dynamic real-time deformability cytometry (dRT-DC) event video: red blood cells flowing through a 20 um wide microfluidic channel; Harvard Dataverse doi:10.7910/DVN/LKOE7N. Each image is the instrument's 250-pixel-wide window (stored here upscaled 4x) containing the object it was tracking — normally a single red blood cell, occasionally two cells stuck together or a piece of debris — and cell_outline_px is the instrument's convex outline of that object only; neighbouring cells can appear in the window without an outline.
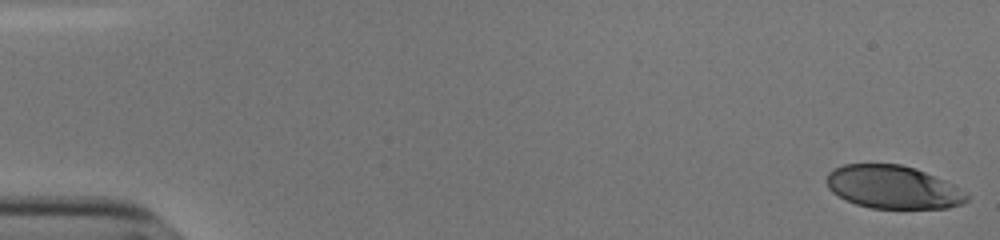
{"species": "human", "species_latin": "Homo sapiens", "temperature_condition": "cold", "stored_images_in_passage": 54, "camera_frame_rate_fps": 3000, "um_per_image_px": 0.085, "donor": {"sex": "male"}, "frame": {"image": 1, "passage_image": 1, "time_ms": 0.0, "image_size_px": [1000, 240], "cell_outline_px": [[968, 200], [960, 204], [948, 208], [872, 208], [856, 204], [832, 192], [828, 188], [824, 180], [828, 172], [844, 164], [900, 164], [916, 168], [944, 180], [968, 192]], "centroid_in_image_um": [75.9, 15.9], "position_along_channel_um": 9.1, "area_um2": 35.2}}
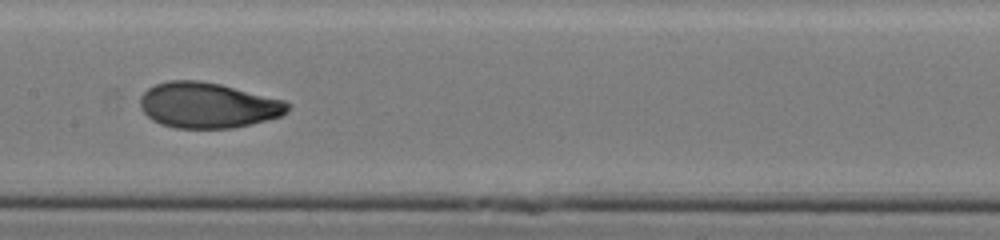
{"frame": {"image": 2, "passage_image": 28, "time_ms": 9.0, "image_size_px": [1000, 240], "cell_outline_px": [[288, 112], [280, 116], [252, 124], [232, 128], [176, 128], [160, 124], [152, 120], [140, 108], [140, 96], [148, 88], [156, 84], [168, 80], [200, 80], [220, 84], [284, 100], [288, 104]], "centroid_in_image_um": [17.64, 8.95], "position_along_channel_um": 189.8, "area_um2": 39.13}}
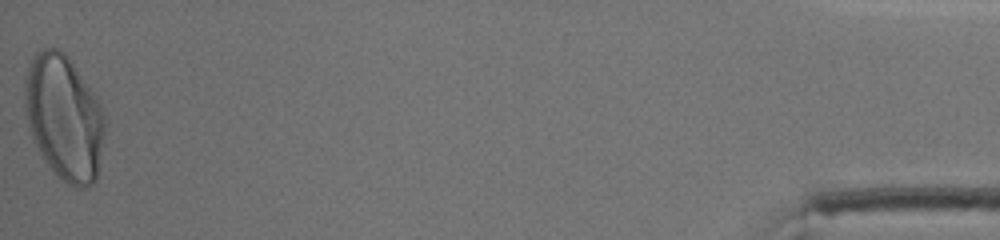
{"frame": {"image": 3, "passage_image": 54, "time_ms": 17.667, "image_size_px": [1000, 240], "cell_outline_px": [[104, 132], [96, 180], [92, 184], [84, 188], [76, 188], [60, 180], [48, 164], [36, 144], [28, 128], [24, 104], [24, 84], [28, 64], [36, 52], [44, 48], [56, 48], [64, 52], [68, 56], [96, 96], [104, 116]], "centroid_in_image_um": [5.42, 9.97], "position_along_channel_um": 429.8, "area_um2": 58.15}, "authors_computed_cell_mechanics": {"area_um2": 38.6393, "velocity_mm_per_s": 3.8172, "shape_relaxation_time_tau1_ms": 4.7377, "shape_relaxation_time_tau2_ms": 0.7729, "deformation_change_tau1": 0.2211, "deformation_change_tau2": 0.0488}}